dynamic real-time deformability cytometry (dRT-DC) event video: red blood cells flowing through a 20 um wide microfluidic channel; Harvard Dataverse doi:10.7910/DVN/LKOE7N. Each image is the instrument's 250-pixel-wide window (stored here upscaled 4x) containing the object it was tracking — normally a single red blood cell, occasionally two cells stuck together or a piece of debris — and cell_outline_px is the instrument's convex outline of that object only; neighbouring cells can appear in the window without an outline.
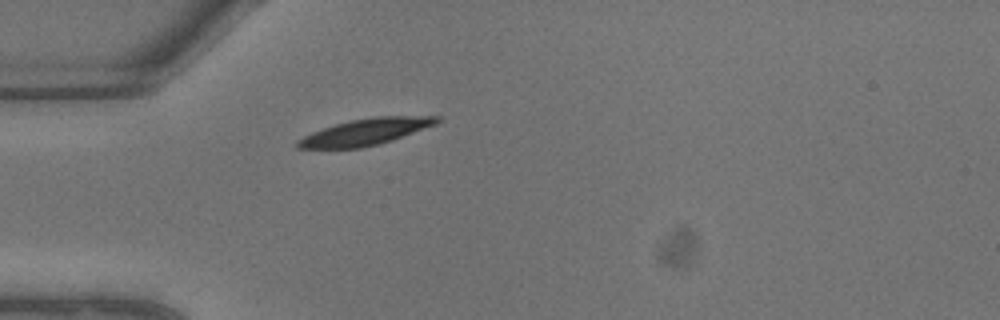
{"species": "common noctule bat (a hibernating species)", "species_latin": "Nyctalus noctula", "temperature_condition": "warm", "stored_images_in_passage": 4, "camera_frame_rate_fps": 3000, "um_per_image_px": 0.085, "animal": {"sex": "male", "body_mass_g": 13.3}, "frame": {"image": 1, "passage_image": 1, "time_ms": 0.0, "image_size_px": [1000, 320], "cell_outline_px": [[440, 120], [436, 124], [392, 140], [380, 144], [360, 148], [296, 148], [296, 140], [312, 132], [336, 124], [352, 120], [372, 116], [440, 116]], "centroid_in_image_um": [31.07, 11.21], "position_along_channel_um": 53.9, "area_um2": 21.27}}
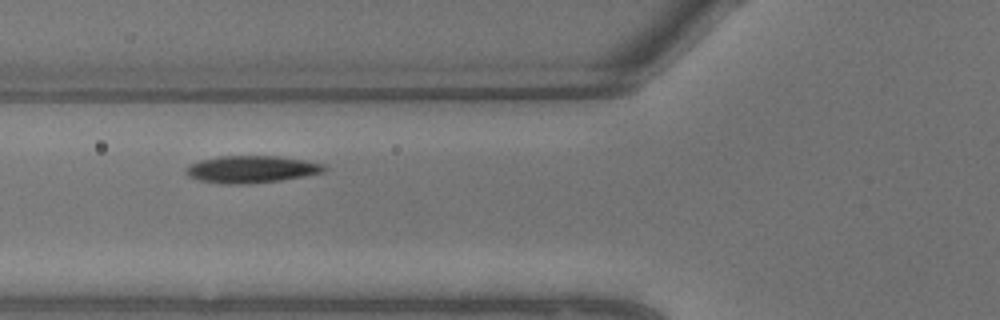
{"frame": {"image": 2, "passage_image": 3, "time_ms": 0.667, "image_size_px": [1000, 320], "cell_outline_px": [[328, 168], [324, 172], [304, 176], [280, 180], [232, 184], [224, 184], [200, 180], [188, 176], [184, 172], [184, 168], [200, 160], [220, 156], [276, 156], [304, 160], [324, 164]], "centroid_in_image_um": [21.36, 14.38], "position_along_channel_um": 104.4, "area_um2": 21.62}}
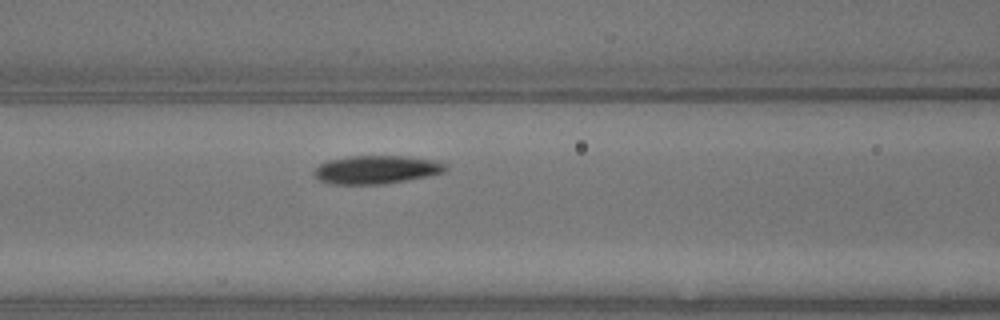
{"frame": {"image": 3, "passage_image": 4, "time_ms": 1.0, "image_size_px": [1000, 320], "cell_outline_px": [[448, 168], [444, 172], [428, 176], [408, 180], [384, 184], [328, 184], [312, 176], [312, 172], [320, 164], [328, 160], [348, 156], [408, 156], [436, 160], [448, 164]], "centroid_in_image_um": [32.0, 14.42], "position_along_channel_um": 134.6, "area_um2": 22.02}}